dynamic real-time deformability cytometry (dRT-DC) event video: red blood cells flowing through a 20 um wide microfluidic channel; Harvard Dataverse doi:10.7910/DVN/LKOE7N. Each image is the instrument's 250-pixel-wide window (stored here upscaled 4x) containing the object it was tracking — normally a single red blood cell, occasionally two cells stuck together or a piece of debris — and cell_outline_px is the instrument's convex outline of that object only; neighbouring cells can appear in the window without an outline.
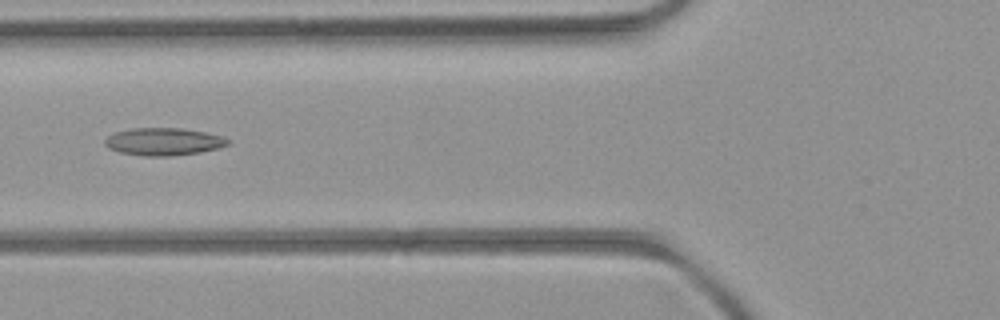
{"species": "common noctule bat (a hibernating species)", "species_latin": "Nyctalus noctula", "temperature_condition": "room temperature", "stored_images_in_passage": 38, "camera_frame_rate_fps": 3000, "um_per_image_px": 0.085, "animal": {"sex": "female", "body_mass_g": 21.9}, "frame": {"image": 1, "passage_image": 6, "time_ms": 1.667, "image_size_px": [1000, 320], "cell_outline_px": [[232, 140], [228, 144], [216, 148], [200, 152], [168, 156], [144, 156], [120, 152], [108, 148], [104, 144], [104, 140], [108, 136], [116, 132], [132, 128], [180, 128], [204, 132], [224, 136]], "centroid_in_image_um": [13.9, 12.03], "position_along_channel_um": 111.9, "area_um2": 19.65}}
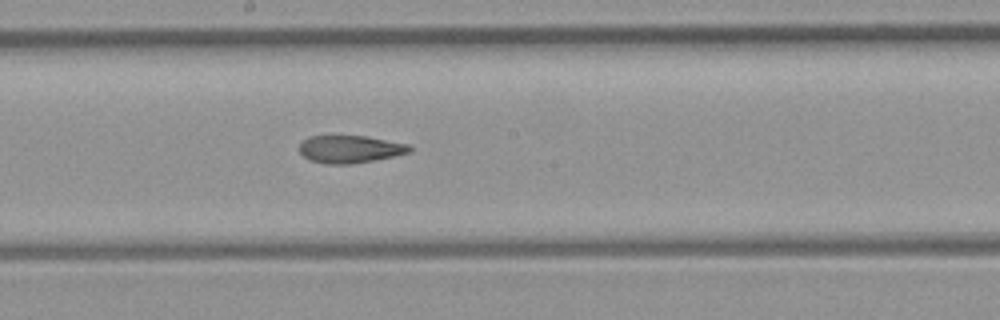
{"frame": {"image": 2, "passage_image": 14, "time_ms": 4.333, "image_size_px": [1000, 320], "cell_outline_px": [[412, 152], [372, 160], [348, 164], [324, 164], [312, 160], [304, 156], [300, 152], [300, 144], [308, 136], [368, 136], [408, 144], [412, 148]], "centroid_in_image_um": [29.76, 12.67], "position_along_channel_um": 218.4, "area_um2": 17.51}}
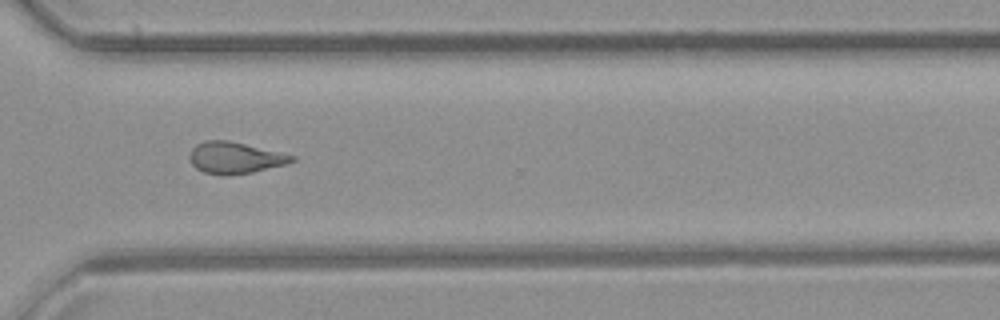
{"frame": {"image": 3, "passage_image": 24, "time_ms": 7.667, "image_size_px": [1000, 320], "cell_outline_px": [[296, 160], [288, 164], [252, 172], [204, 172], [196, 168], [192, 164], [188, 156], [192, 148], [196, 144], [204, 140], [228, 140], [296, 156]], "centroid_in_image_um": [19.99, 13.36], "position_along_channel_um": 350.6, "area_um2": 18.15}, "authors_computed_cell_mechanics": {"area_um2": 18.8139, "velocity_mm_per_s": 3.9801, "shape_relaxation_time_tau1_ms": null, "shape_relaxation_time_tau2_ms": 3.6823, "deformation_change_tau1": null, "deformation_change_tau2": 0.1335}}